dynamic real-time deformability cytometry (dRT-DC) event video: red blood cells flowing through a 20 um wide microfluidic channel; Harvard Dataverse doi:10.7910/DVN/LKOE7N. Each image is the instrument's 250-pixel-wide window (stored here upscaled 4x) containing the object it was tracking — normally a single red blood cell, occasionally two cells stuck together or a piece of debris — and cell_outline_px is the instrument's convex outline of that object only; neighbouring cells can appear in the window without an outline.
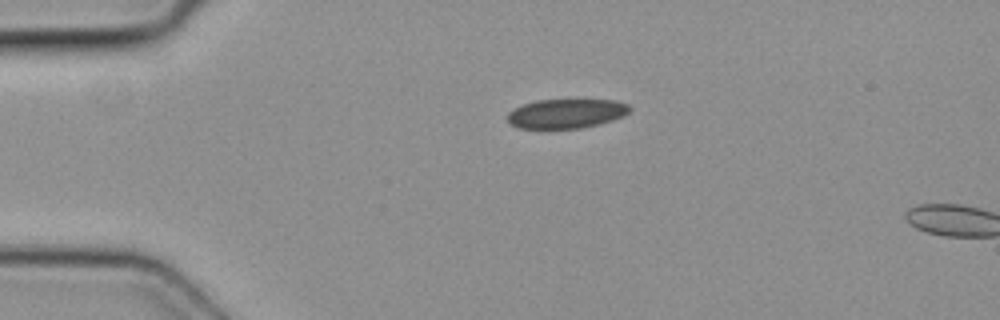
{"species": "common noctule bat (a hibernating species)", "species_latin": "Nyctalus noctula", "temperature_condition": "cold", "stored_images_in_passage": 2, "camera_frame_rate_fps": 3000, "um_per_image_px": 0.085, "animal": {"sex": "female", "body_mass_g": 19.3, "forearm_length_mm": 54.1}, "frame": {"image": 1, "passage_image": 1, "time_ms": 0.0, "image_size_px": [1000, 320], "cell_outline_px": [[632, 108], [624, 116], [600, 124], [580, 128], [520, 128], [512, 124], [508, 120], [508, 112], [524, 104], [536, 100], [616, 100], [628, 104]], "centroid_in_image_um": [48.18, 9.65], "position_along_channel_um": 36.8, "area_um2": 20.75}}